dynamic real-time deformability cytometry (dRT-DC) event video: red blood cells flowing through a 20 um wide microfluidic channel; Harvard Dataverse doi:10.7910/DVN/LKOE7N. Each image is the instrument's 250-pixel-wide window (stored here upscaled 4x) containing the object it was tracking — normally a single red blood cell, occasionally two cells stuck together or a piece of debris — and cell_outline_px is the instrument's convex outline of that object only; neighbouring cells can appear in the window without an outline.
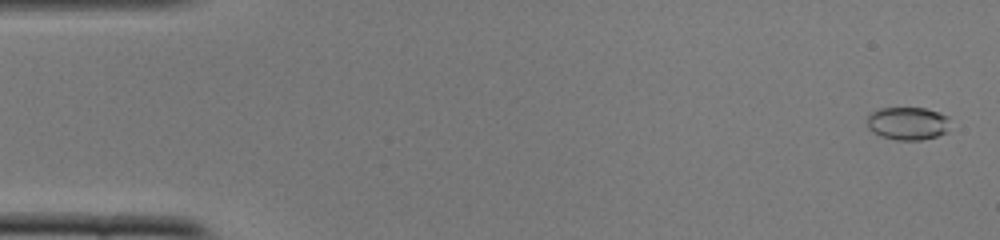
{"species": "common noctule bat (a hibernating species)", "species_latin": "Nyctalus noctula", "temperature_condition": "cold", "stored_images_in_passage": 52, "camera_frame_rate_fps": 3000, "um_per_image_px": 0.085, "animal": {"sex": "female", "body_mass_g": 22.0, "forearm_length_mm": 56.7}, "frame": {"image": 1, "passage_image": 2, "time_ms": 0.333, "image_size_px": [1000, 240], "cell_outline_px": [[948, 116], [944, 132], [936, 136], [920, 140], [896, 140], [880, 136], [872, 132], [868, 128], [868, 116], [872, 112], [880, 108], [924, 108]], "centroid_in_image_um": [77.08, 10.49], "position_along_channel_um": 7.9, "area_um2": 15.61}}
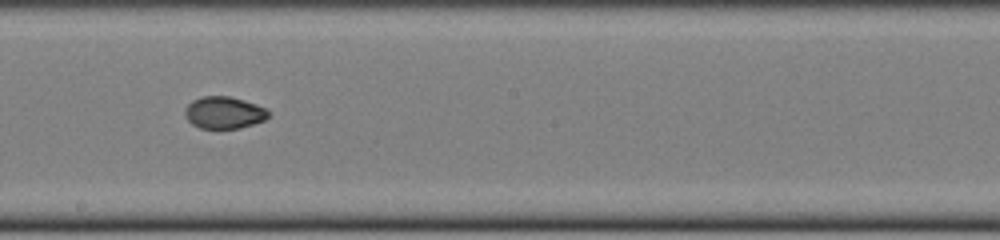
{"frame": {"image": 2, "passage_image": 29, "time_ms": 9.333, "image_size_px": [1000, 240], "cell_outline_px": [[268, 116], [264, 120], [240, 128], [200, 128], [192, 124], [188, 120], [184, 112], [184, 108], [192, 100], [204, 96], [228, 96], [244, 100], [256, 104], [264, 108], [268, 112]], "centroid_in_image_um": [19.0, 9.57], "position_along_channel_um": 229.2, "area_um2": 15.43}}
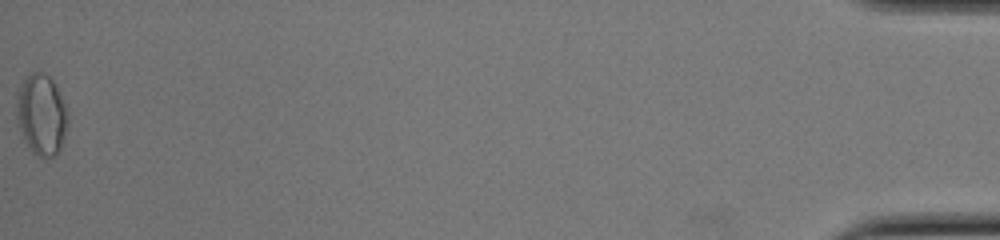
{"frame": {"image": 3, "passage_image": 52, "time_ms": 17.0, "image_size_px": [1000, 240], "cell_outline_px": [[68, 124], [60, 148], [52, 156], [40, 156], [32, 152], [20, 128], [16, 116], [16, 88], [32, 72], [44, 72], [52, 80], [64, 104], [68, 116]], "centroid_in_image_um": [3.5, 9.7], "position_along_channel_um": 431.7, "area_um2": 23.7}, "authors_computed_cell_mechanics": {"area_um2": 16.1262, "velocity_mm_per_s": 3.934, "shape_relaxation_time_tau1_ms": null, "shape_relaxation_time_tau2_ms": 1.2922, "deformation_change_tau1": null, "deformation_change_tau2": 0.0332}}